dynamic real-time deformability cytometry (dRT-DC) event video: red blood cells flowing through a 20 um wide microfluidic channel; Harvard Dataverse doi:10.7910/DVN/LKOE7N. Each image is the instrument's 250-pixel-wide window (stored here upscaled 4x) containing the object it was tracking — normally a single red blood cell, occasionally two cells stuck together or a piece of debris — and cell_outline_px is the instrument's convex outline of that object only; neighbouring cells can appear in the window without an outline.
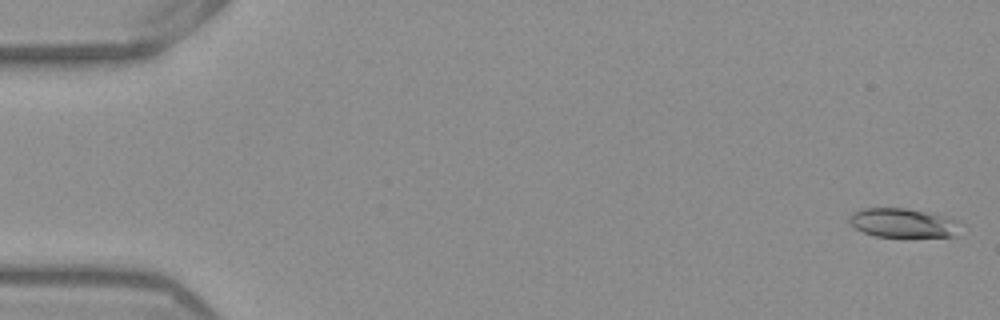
{"species": "Egyptian fruit bat (a non-hibernating species)", "species_latin": "Rousettus aegyptiacus", "temperature_condition": "warm", "stored_images_in_passage": 53, "camera_frame_rate_fps": 3000, "um_per_image_px": 0.085, "frame": {"image": 1, "passage_image": 2, "time_ms": 0.333, "image_size_px": [1000, 320], "cell_outline_px": [[960, 220], [956, 236], [876, 236], [864, 232], [856, 228], [848, 220], [848, 216], [852, 212], [864, 208], [904, 208], [948, 216]], "centroid_in_image_um": [76.76, 18.93], "position_along_channel_um": 8.2, "area_um2": 18.73}}
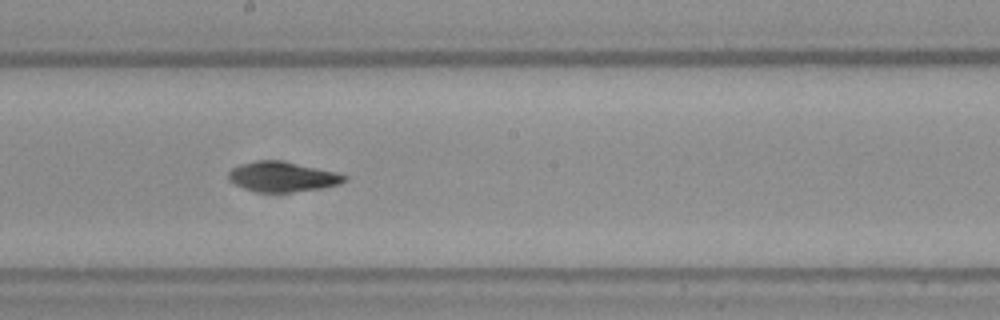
{"frame": {"image": 2, "passage_image": 30, "time_ms": 9.667, "image_size_px": [1000, 320], "cell_outline_px": [[348, 180], [340, 184], [324, 188], [292, 192], [256, 192], [232, 184], [228, 180], [228, 172], [232, 168], [240, 164], [256, 160], [280, 160], [336, 172], [348, 176]], "centroid_in_image_um": [23.99, 15.03], "position_along_channel_um": 224.2, "area_um2": 20.52}}
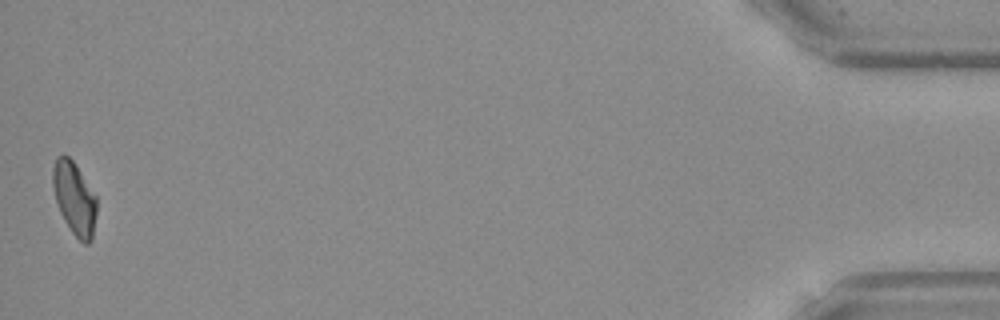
{"frame": {"image": 3, "passage_image": 53, "time_ms": 17.333, "image_size_px": [1000, 320], "cell_outline_px": [[96, 212], [92, 240], [88, 244], [84, 244], [72, 232], [64, 220], [60, 212], [52, 188], [52, 168], [56, 156], [64, 152], [76, 164], [96, 196]], "centroid_in_image_um": [6.3, 16.81], "position_along_channel_um": 428.9, "area_um2": 18.79}, "authors_computed_cell_mechanics": {"area_um2": 19.1896, "velocity_mm_per_s": 3.8876, "shape_relaxation_time_tau1_ms": null, "shape_relaxation_time_tau2_ms": 5.0057, "deformation_change_tau1": null, "deformation_change_tau2": 0.1343}}